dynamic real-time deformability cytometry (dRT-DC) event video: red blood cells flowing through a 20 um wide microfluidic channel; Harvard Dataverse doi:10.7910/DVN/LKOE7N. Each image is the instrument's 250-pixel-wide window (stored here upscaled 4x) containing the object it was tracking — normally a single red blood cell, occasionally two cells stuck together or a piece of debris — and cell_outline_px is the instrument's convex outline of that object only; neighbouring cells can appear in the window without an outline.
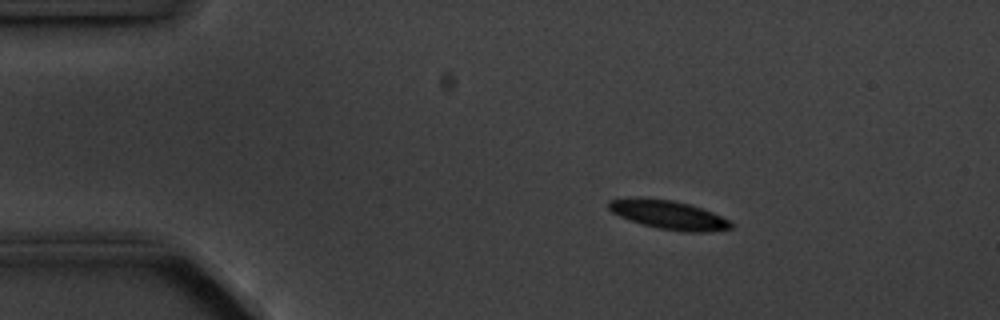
{"species": "common noctule bat (a hibernating species)", "species_latin": "Nyctalus noctula", "temperature_condition": "cold", "stored_images_in_passage": 3, "camera_frame_rate_fps": 3000, "um_per_image_px": 0.085, "animal": {"sex": "male", "body_mass_g": 20.1, "forearm_length_mm": 53.5}, "frame": {"image": 1, "passage_image": 1, "time_ms": 0.0, "image_size_px": [1000, 320], "cell_outline_px": [[736, 224], [732, 228], [708, 232], [684, 232], [660, 228], [640, 224], [628, 220], [612, 212], [608, 208], [608, 200], [640, 196], [672, 200], [692, 204], [712, 212]], "centroid_in_image_um": [56.82, 18.25], "position_along_channel_um": 28.2, "area_um2": 20.87}}
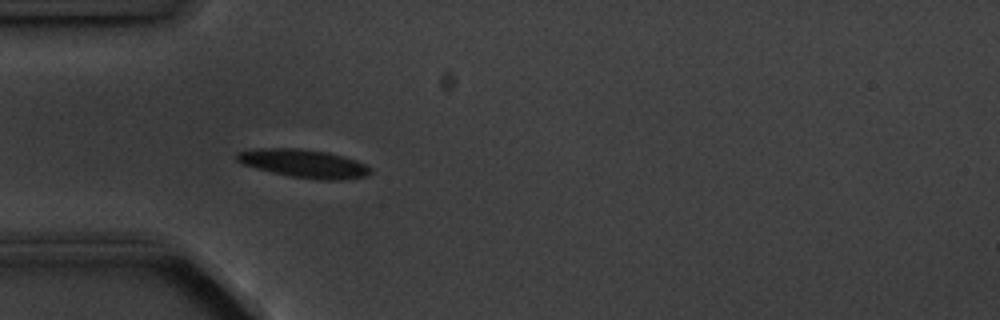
{"frame": {"image": 2, "passage_image": 3, "time_ms": 2.333, "image_size_px": [1000, 320], "cell_outline_px": [[372, 172], [368, 176], [340, 180], [316, 180], [288, 176], [256, 168], [244, 164], [236, 160], [236, 152], [260, 148], [300, 148], [328, 152], [344, 156], [356, 160], [372, 168]], "centroid_in_image_um": [25.86, 13.9], "position_along_channel_um": 59.1, "area_um2": 22.2}}